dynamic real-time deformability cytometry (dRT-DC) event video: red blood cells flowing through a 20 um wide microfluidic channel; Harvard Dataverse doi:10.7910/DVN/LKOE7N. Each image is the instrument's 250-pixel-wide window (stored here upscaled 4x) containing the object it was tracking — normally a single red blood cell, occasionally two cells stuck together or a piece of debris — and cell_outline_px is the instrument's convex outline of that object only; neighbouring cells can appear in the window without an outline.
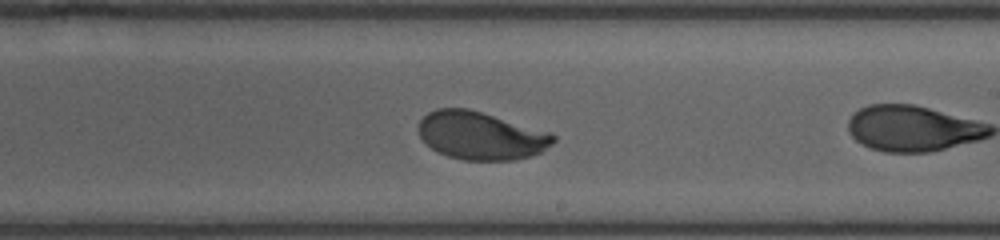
{"species": "human", "species_latin": "Homo sapiens", "temperature_condition": "room temperature", "stored_images_in_passage": 24, "camera_frame_rate_fps": 3000, "um_per_image_px": 0.085, "donor": {"sex": "female"}, "frame": {"image": 1, "passage_image": 14, "time_ms": 4.333, "image_size_px": [1000, 240], "cell_outline_px": [[556, 140], [552, 144], [540, 152], [516, 160], [464, 160], [448, 156], [436, 152], [420, 136], [420, 120], [428, 112], [436, 108], [468, 108], [552, 132], [556, 136]], "centroid_in_image_um": [40.9, 11.52], "position_along_channel_um": 248.1, "area_um2": 37.63}}
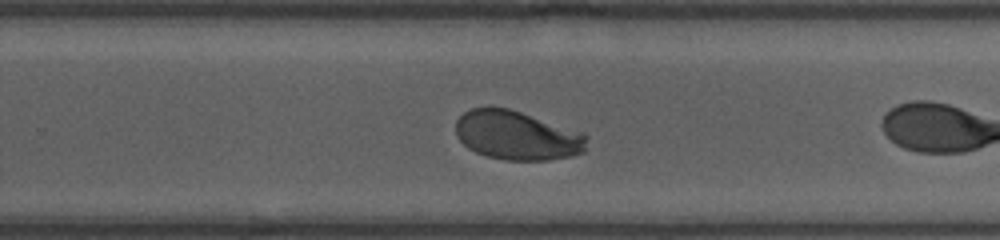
{"frame": {"image": 2, "passage_image": 17, "time_ms": 5.333, "image_size_px": [1000, 240], "cell_outline_px": [[588, 136], [584, 152], [572, 156], [548, 160], [504, 160], [488, 156], [476, 152], [468, 148], [456, 136], [456, 120], [464, 112], [472, 108], [488, 104], [508, 108], [584, 132]], "centroid_in_image_um": [43.94, 11.49], "position_along_channel_um": 285.9, "area_um2": 37.97}}